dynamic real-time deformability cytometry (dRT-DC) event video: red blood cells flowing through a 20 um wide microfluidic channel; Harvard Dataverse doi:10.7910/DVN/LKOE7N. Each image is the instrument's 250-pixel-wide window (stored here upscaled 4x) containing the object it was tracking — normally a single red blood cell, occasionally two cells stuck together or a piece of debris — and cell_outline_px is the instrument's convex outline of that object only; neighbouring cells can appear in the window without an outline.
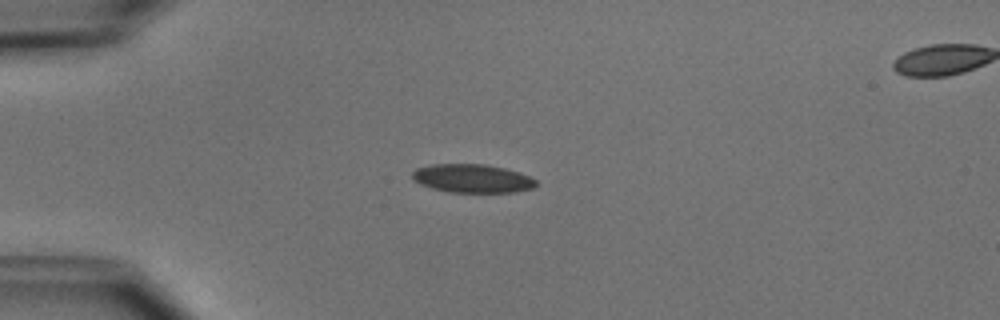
{"species": "common noctule bat (a hibernating species)", "species_latin": "Nyctalus noctula", "temperature_condition": "cold", "stored_images_in_passage": 3, "camera_frame_rate_fps": 3000, "um_per_image_px": 0.085, "animal": {"sex": "male", "body_mass_g": 15.6}, "frame": {"image": 1, "passage_image": 1, "time_ms": 0.0, "image_size_px": [1000, 320], "cell_outline_px": [[536, 184], [532, 188], [516, 192], [452, 192], [432, 188], [420, 184], [412, 176], [412, 172], [416, 168], [432, 164], [484, 164], [504, 168], [520, 172], [536, 180]], "centroid_in_image_um": [40.15, 15.16], "position_along_channel_um": 44.9, "area_um2": 20.4}}